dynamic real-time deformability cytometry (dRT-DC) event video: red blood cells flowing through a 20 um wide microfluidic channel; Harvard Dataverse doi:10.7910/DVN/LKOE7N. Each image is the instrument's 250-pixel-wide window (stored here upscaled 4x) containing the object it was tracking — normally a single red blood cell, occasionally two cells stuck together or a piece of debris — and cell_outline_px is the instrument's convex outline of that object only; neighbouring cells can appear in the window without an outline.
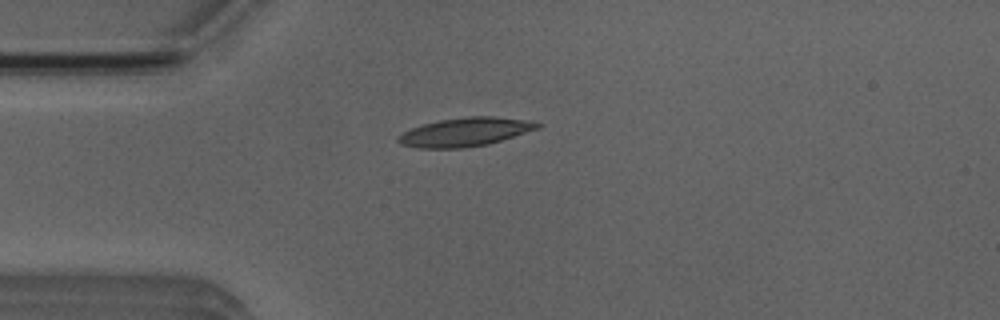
{"species": "Egyptian fruit bat (a non-hibernating species)", "species_latin": "Rousettus aegyptiacus", "temperature_condition": "room temperature", "stored_images_in_passage": 1, "camera_frame_rate_fps": 3000, "um_per_image_px": 0.085, "animal": {"sex": "male"}, "frame": {"image": 1, "passage_image": 1, "time_ms": 0.0, "image_size_px": [1000, 320], "cell_outline_px": [[540, 128], [488, 144], [460, 148], [420, 148], [400, 144], [396, 140], [396, 136], [412, 128], [424, 124], [440, 120], [468, 116], [496, 116], [524, 120], [540, 124]], "centroid_in_image_um": [39.5, 11.22], "position_along_channel_um": 45.5, "area_um2": 23.0}}